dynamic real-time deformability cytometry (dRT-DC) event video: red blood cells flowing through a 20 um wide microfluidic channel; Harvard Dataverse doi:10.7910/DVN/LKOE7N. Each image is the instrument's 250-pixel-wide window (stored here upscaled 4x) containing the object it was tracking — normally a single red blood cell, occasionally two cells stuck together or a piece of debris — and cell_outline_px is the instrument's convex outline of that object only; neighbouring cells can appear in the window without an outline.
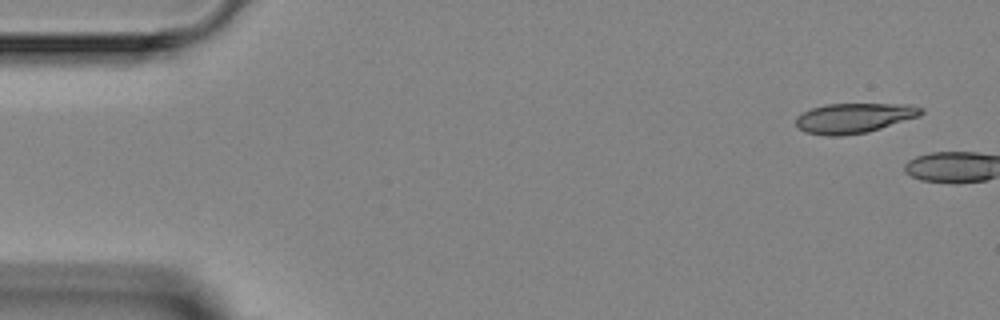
{"species": "Egyptian fruit bat (a non-hibernating species)", "species_latin": "Rousettus aegyptiacus", "temperature_condition": "room temperature", "stored_images_in_passage": 6, "camera_frame_rate_fps": 3000, "um_per_image_px": 0.085, "animal": {"sex": "female"}, "frame": {"image": 1, "passage_image": 1, "time_ms": 0.0, "image_size_px": [1000, 320], "cell_outline_px": [[924, 112], [920, 116], [868, 132], [840, 136], [828, 136], [804, 132], [796, 124], [796, 116], [812, 108], [824, 104], [912, 104], [924, 108]], "centroid_in_image_um": [72.62, 10.03], "position_along_channel_um": 12.4, "area_um2": 21.96}}